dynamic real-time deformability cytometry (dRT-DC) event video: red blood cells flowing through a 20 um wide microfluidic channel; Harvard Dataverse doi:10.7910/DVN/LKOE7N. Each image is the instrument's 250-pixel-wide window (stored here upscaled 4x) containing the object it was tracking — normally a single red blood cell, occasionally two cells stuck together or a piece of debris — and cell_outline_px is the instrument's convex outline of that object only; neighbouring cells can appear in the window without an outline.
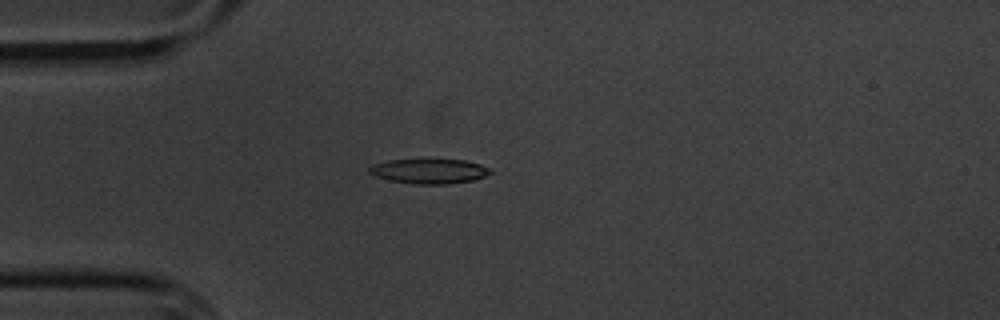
{"species": "common noctule bat (a hibernating species)", "species_latin": "Nyctalus noctula", "temperature_condition": "cold", "stored_images_in_passage": 3, "camera_frame_rate_fps": 3000, "um_per_image_px": 0.085, "animal": {"sex": "male", "body_mass_g": 20.1, "forearm_length_mm": 53.5}, "frame": {"image": 1, "passage_image": 3, "time_ms": 3.333, "image_size_px": [1000, 320], "cell_outline_px": [[492, 172], [484, 176], [472, 180], [448, 184], [416, 184], [388, 180], [376, 176], [368, 172], [368, 168], [372, 164], [388, 160], [464, 160], [480, 164], [488, 168]], "centroid_in_image_um": [36.44, 14.55], "position_along_channel_um": 48.6, "area_um2": 17.28}}